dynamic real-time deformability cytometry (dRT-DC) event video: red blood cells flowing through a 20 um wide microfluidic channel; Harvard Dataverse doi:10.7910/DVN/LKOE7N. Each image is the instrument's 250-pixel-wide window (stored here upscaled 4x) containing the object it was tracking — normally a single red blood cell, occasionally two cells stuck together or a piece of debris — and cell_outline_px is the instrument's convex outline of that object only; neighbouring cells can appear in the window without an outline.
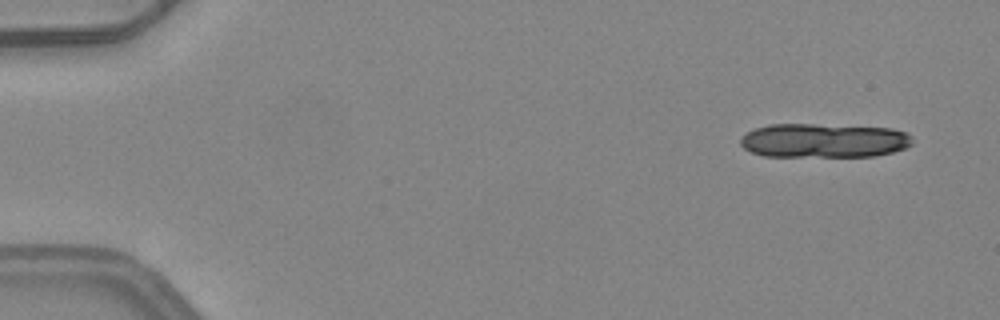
{"species": "common noctule bat (a hibernating species)", "species_latin": "Nyctalus noctula", "temperature_condition": "warm", "stored_images_in_passage": 6, "camera_frame_rate_fps": 3000, "um_per_image_px": 0.085, "animal": {"sex": "female", "body_mass_g": 24.6, "forearm_length_mm": 56.2}, "frame": {"image": 1, "passage_image": 1, "time_ms": 0.0, "image_size_px": [1000, 320], "cell_outline_px": [[912, 144], [904, 148], [892, 152], [876, 156], [764, 156], [752, 152], [744, 148], [740, 144], [740, 140], [748, 132], [756, 128], [768, 124], [812, 124], [892, 128], [908, 132], [912, 136]], "centroid_in_image_um": [70.05, 11.94], "position_along_channel_um": 14.9, "area_um2": 34.28}}
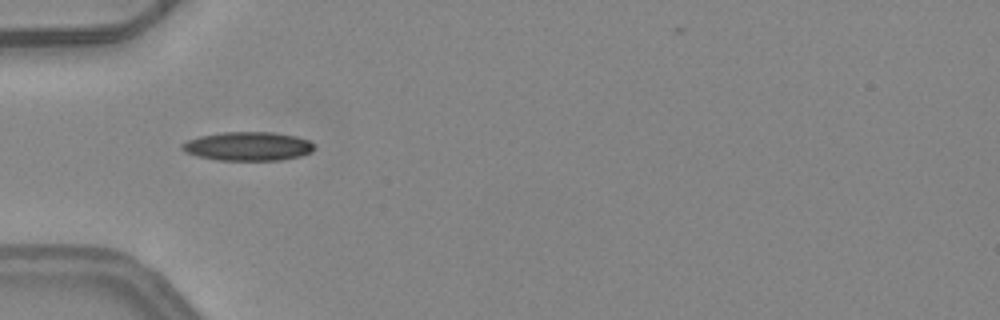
{"frame": {"image": 2, "passage_image": 5, "time_ms": 1.333, "image_size_px": [1000, 320], "cell_outline_px": [[316, 148], [312, 152], [300, 156], [280, 160], [216, 160], [196, 156], [184, 152], [180, 148], [180, 144], [188, 140], [200, 136], [224, 132], [272, 132], [296, 136], [308, 140], [316, 144]], "centroid_in_image_um": [21.08, 12.44], "position_along_channel_um": 63.9, "area_um2": 22.43}}